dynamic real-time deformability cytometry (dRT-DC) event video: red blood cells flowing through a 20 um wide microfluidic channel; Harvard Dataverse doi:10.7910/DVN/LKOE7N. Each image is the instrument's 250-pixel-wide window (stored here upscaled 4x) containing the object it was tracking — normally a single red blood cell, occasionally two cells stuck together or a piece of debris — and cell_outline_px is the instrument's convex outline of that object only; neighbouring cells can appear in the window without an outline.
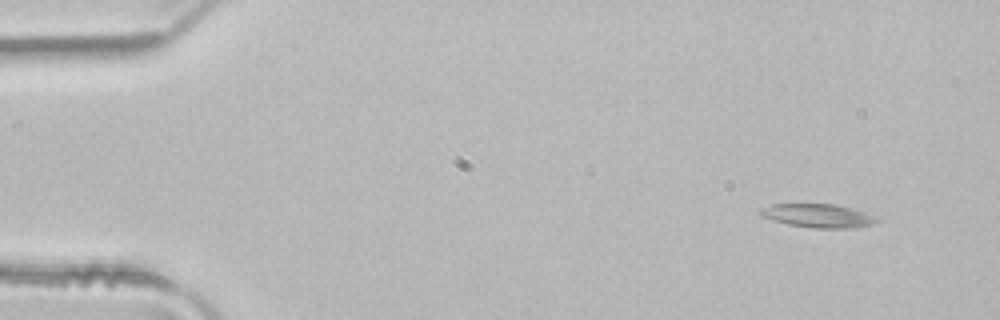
{"species": "common noctule bat (a hibernating species)", "species_latin": "Nyctalus noctula", "temperature_condition": "room temperature", "stored_images_in_passage": 4, "camera_frame_rate_fps": 3000, "um_per_image_px": 0.085, "animal": {"sex": "male", "body_mass_g": 21.5, "forearm_length_mm": 52.0}, "frame": {"image": 1, "passage_image": 1, "time_ms": 0.0, "image_size_px": [1000, 320], "cell_outline_px": [[880, 220], [872, 224], [848, 228], [816, 228], [788, 224], [772, 220], [760, 216], [760, 208], [772, 204], [836, 204], [852, 208], [880, 216]], "centroid_in_image_um": [69.57, 18.33], "position_along_channel_um": 15.4, "area_um2": 16.13}}